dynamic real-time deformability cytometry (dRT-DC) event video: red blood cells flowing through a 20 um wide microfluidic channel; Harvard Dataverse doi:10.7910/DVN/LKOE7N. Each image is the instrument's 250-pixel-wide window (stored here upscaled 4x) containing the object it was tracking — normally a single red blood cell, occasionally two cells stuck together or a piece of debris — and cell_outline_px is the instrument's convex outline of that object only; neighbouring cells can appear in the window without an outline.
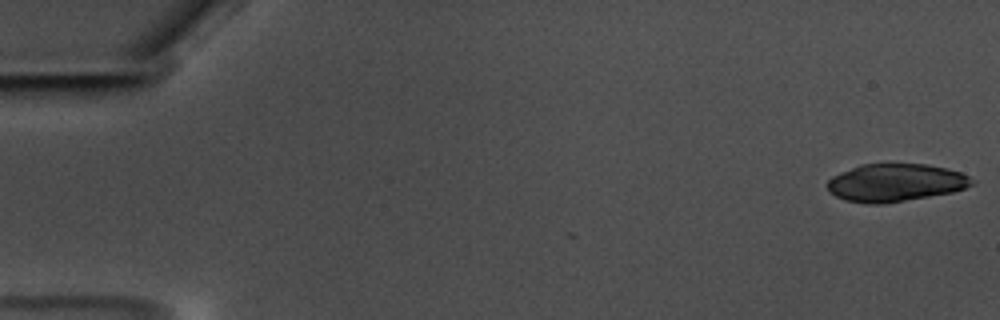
{"species": "common noctule bat (a hibernating species)", "species_latin": "Nyctalus noctula", "temperature_condition": "warm", "stored_images_in_passage": 24, "camera_frame_rate_fps": 3000, "um_per_image_px": 0.085, "animal": {"sex": "male", "body_mass_g": 17.5, "forearm_length_mm": 52.3}, "frame": {"image": 1, "passage_image": 1, "time_ms": 0.0, "image_size_px": [1000, 320], "cell_outline_px": [[976, 180], [972, 184], [964, 188], [952, 192], [884, 204], [868, 204], [844, 200], [836, 196], [828, 188], [828, 180], [832, 176], [840, 172], [864, 164], [928, 164], [948, 168], [960, 172]], "centroid_in_image_um": [76.13, 15.53], "position_along_channel_um": 8.9, "area_um2": 31.67}}